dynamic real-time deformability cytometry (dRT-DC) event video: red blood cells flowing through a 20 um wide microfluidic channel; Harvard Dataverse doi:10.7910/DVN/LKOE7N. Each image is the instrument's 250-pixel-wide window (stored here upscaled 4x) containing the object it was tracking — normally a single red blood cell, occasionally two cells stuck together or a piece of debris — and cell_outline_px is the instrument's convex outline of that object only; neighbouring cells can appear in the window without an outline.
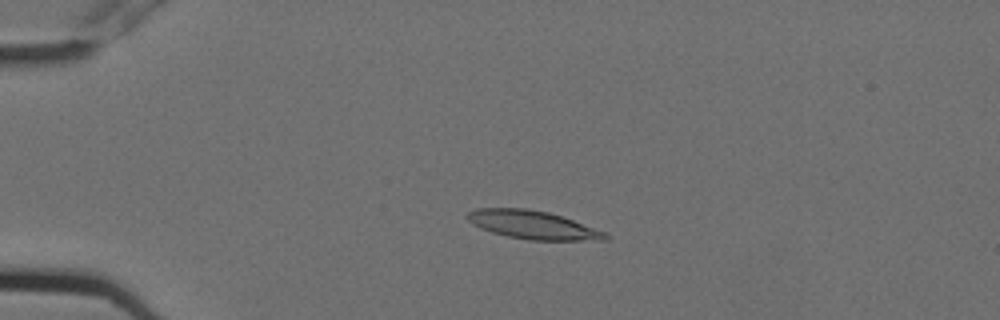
{"species": "Egyptian fruit bat (a non-hibernating species)", "species_latin": "Rousettus aegyptiacus", "temperature_condition": "cold", "stored_images_in_passage": 4, "camera_frame_rate_fps": 3000, "um_per_image_px": 0.085, "animal": {"sex": "female"}, "frame": {"image": 1, "passage_image": 3, "time_ms": 0.667, "image_size_px": [1000, 320], "cell_outline_px": [[608, 240], [528, 240], [508, 236], [492, 232], [480, 228], [472, 224], [464, 216], [468, 212], [476, 208], [528, 208], [548, 212], [608, 232]], "centroid_in_image_um": [45.27, 19.11], "position_along_channel_um": 39.7, "area_um2": 22.83}}